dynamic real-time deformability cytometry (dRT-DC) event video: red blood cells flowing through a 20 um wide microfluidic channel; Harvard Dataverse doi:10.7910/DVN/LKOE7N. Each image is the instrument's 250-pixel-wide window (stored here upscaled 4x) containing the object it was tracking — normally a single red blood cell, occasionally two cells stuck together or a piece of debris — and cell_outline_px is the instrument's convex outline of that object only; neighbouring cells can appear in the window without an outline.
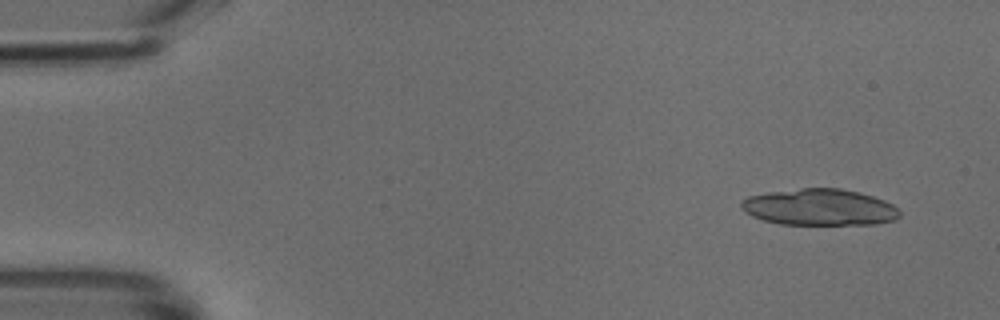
{"species": "common noctule bat (a hibernating species)", "species_latin": "Nyctalus noctula", "temperature_condition": "cold", "stored_images_in_passage": 17, "camera_frame_rate_fps": 3000, "um_per_image_px": 0.085, "animal": {"sex": "male", "body_mass_g": 18.8}, "frame": {"image": 1, "passage_image": 3, "time_ms": 0.667, "image_size_px": [1000, 320], "cell_outline_px": [[900, 216], [896, 220], [876, 224], [780, 224], [764, 220], [752, 216], [744, 212], [740, 208], [740, 200], [748, 196], [768, 192], [800, 188], [840, 188], [860, 192], [884, 200], [892, 204], [900, 212]], "centroid_in_image_um": [69.64, 17.61], "position_along_channel_um": 15.4, "area_um2": 33.87}}
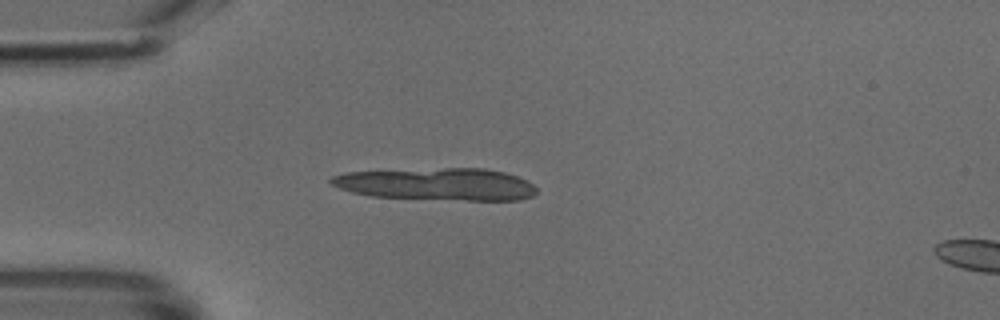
{"frame": {"image": 2, "passage_image": 12, "time_ms": 3.667, "image_size_px": [1000, 320], "cell_outline_px": [[536, 192], [532, 196], [520, 200], [468, 200], [372, 196], [352, 192], [340, 188], [332, 184], [328, 180], [332, 176], [344, 172], [444, 168], [484, 168], [504, 172], [516, 176], [532, 184], [536, 188]], "centroid_in_image_um": [37.14, 15.65], "position_along_channel_um": 47.9, "area_um2": 38.32}}